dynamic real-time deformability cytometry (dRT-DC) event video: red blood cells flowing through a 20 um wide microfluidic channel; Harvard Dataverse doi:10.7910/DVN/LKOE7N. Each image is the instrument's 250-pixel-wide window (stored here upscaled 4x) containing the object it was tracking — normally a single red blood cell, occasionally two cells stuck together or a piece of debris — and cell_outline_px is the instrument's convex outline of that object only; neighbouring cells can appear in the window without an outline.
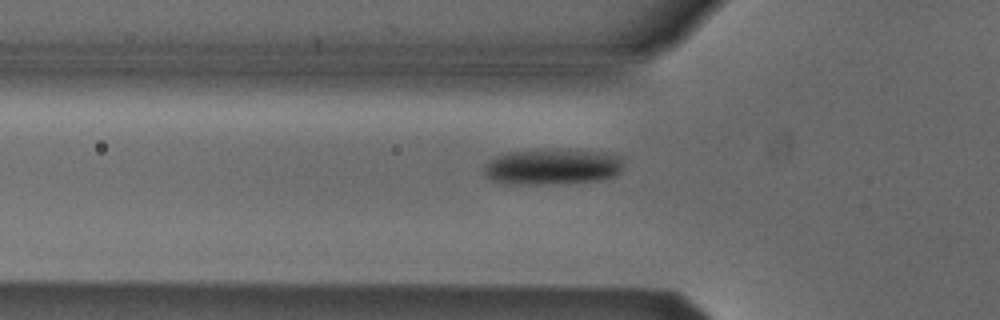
{"species": "Egyptian fruit bat (a non-hibernating species)", "species_latin": "Rousettus aegyptiacus", "temperature_condition": "cold", "stored_images_in_passage": 38, "camera_frame_rate_fps": 3000, "um_per_image_px": 0.085, "animal": {"sex": "male"}, "frame": {"image": 1, "passage_image": 2, "time_ms": 0.333, "image_size_px": [1000, 320], "cell_outline_px": [[624, 156], [620, 172], [616, 176], [600, 180], [536, 184], [508, 184], [492, 180], [484, 172], [484, 164], [508, 152], [540, 148], [612, 152]], "centroid_in_image_um": [47.02, 14.14], "position_along_channel_um": 78.8, "area_um2": 29.48}}
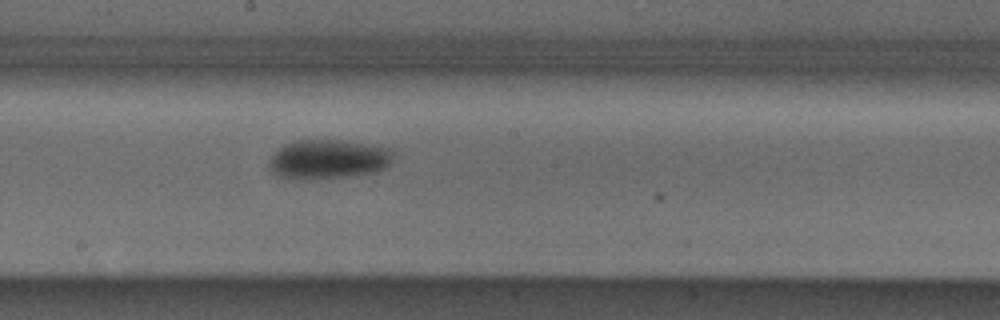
{"frame": {"image": 2, "passage_image": 13, "time_ms": 4.0, "image_size_px": [1000, 320], "cell_outline_px": [[392, 160], [384, 168], [376, 172], [348, 176], [292, 180], [280, 176], [272, 172], [268, 164], [268, 160], [284, 144], [296, 140], [348, 140], [388, 148], [392, 152]], "centroid_in_image_um": [27.87, 13.53], "position_along_channel_um": 220.3, "area_um2": 28.44}}
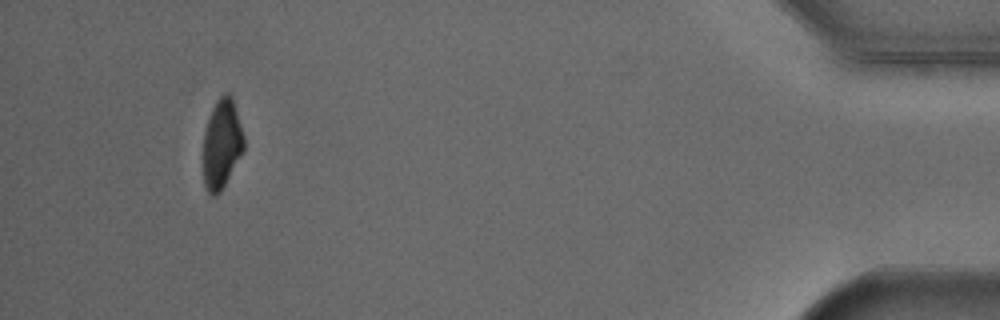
{"frame": {"image": 3, "passage_image": 34, "time_ms": 11.0, "image_size_px": [1000, 320], "cell_outline_px": [[244, 148], [220, 192], [216, 196], [212, 196], [208, 192], [204, 184], [204, 132], [212, 108], [216, 100], [224, 92], [228, 92], [232, 96], [244, 136]], "centroid_in_image_um": [18.85, 12.2], "position_along_channel_um": 416.4, "area_um2": 20.87}}